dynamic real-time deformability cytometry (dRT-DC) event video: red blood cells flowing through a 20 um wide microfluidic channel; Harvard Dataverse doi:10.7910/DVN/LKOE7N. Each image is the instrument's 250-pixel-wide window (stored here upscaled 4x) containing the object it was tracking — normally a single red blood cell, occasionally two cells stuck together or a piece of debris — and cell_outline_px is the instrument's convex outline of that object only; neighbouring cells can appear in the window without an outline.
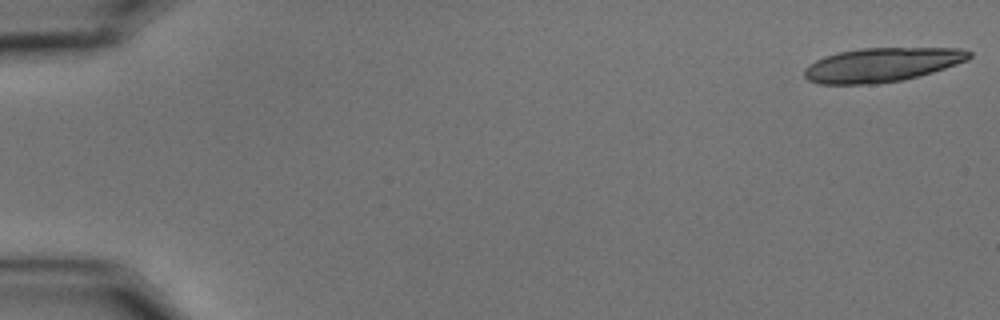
{"species": "common noctule bat (a hibernating species)", "species_latin": "Nyctalus noctula", "temperature_condition": "cold", "stored_images_in_passage": 14, "camera_frame_rate_fps": 3000, "um_per_image_px": 0.085, "animal": {"sex": "male", "body_mass_g": 15.6}, "frame": {"image": 1, "passage_image": 1, "time_ms": 0.0, "image_size_px": [1000, 320], "cell_outline_px": [[972, 56], [968, 60], [932, 72], [900, 80], [876, 84], [816, 84], [808, 80], [804, 76], [804, 68], [808, 64], [824, 56], [836, 52], [860, 48], [960, 48], [972, 52]], "centroid_in_image_um": [74.91, 5.5], "position_along_channel_um": 10.1, "area_um2": 32.83}}